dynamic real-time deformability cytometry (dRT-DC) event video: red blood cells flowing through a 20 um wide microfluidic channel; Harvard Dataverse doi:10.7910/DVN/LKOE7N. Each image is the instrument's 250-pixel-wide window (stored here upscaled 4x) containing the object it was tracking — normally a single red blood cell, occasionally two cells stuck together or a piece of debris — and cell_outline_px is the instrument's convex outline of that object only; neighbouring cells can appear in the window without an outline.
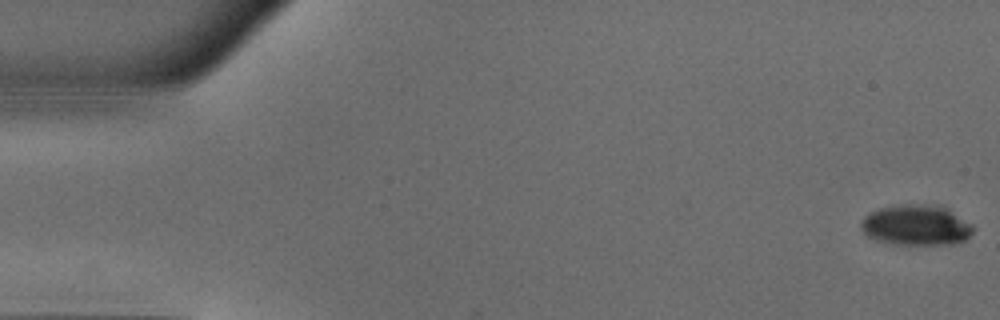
{"species": "common noctule bat (a hibernating species)", "species_latin": "Nyctalus noctula", "temperature_condition": "warm", "stored_images_in_passage": 51, "camera_frame_rate_fps": 3000, "um_per_image_px": 0.085, "animal": {"sex": "male", "body_mass_g": 18.8}, "frame": {"image": 1, "passage_image": 1, "time_ms": 0.0, "image_size_px": [1000, 320], "cell_outline_px": [[976, 228], [964, 240], [952, 244], [896, 244], [876, 240], [868, 236], [860, 228], [860, 220], [864, 216], [880, 208], [900, 204], [940, 204], [948, 208], [972, 224]], "centroid_in_image_um": [77.89, 19.12], "position_along_channel_um": 7.1, "area_um2": 26.7}}
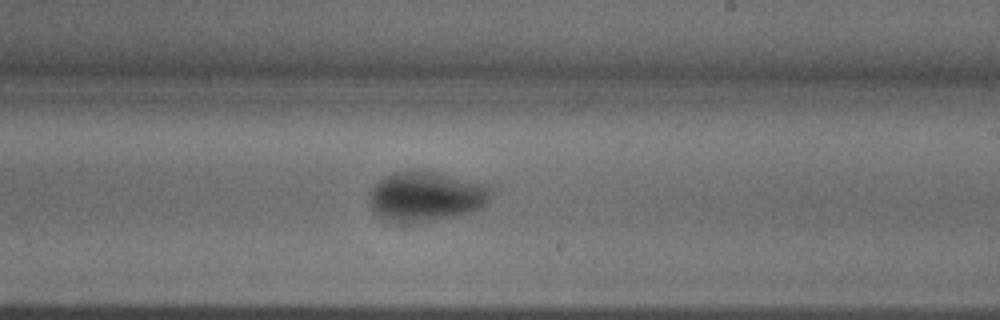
{"frame": {"image": 2, "passage_image": 30, "time_ms": 9.667, "image_size_px": [1000, 320], "cell_outline_px": [[496, 192], [488, 204], [484, 208], [460, 216], [412, 224], [400, 224], [384, 220], [376, 216], [372, 212], [368, 196], [368, 192], [384, 176], [392, 172], [432, 172], [488, 184]], "centroid_in_image_um": [36.25, 16.76], "position_along_channel_um": 252.8, "area_um2": 36.3}}
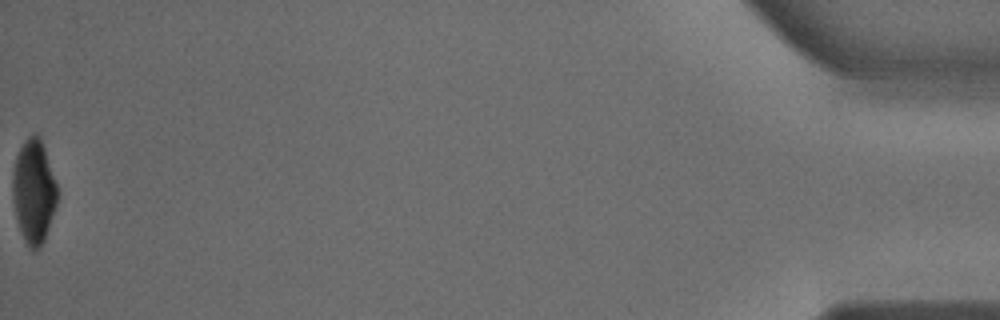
{"frame": {"image": 3, "passage_image": 51, "time_ms": 16.667, "image_size_px": [1000, 320], "cell_outline_px": [[56, 204], [44, 240], [40, 248], [36, 252], [32, 252], [28, 248], [24, 240], [16, 220], [12, 196], [12, 172], [16, 156], [24, 140], [32, 132], [36, 132], [40, 136], [56, 184]], "centroid_in_image_um": [2.83, 16.28], "position_along_channel_um": 432.4, "area_um2": 27.05}}